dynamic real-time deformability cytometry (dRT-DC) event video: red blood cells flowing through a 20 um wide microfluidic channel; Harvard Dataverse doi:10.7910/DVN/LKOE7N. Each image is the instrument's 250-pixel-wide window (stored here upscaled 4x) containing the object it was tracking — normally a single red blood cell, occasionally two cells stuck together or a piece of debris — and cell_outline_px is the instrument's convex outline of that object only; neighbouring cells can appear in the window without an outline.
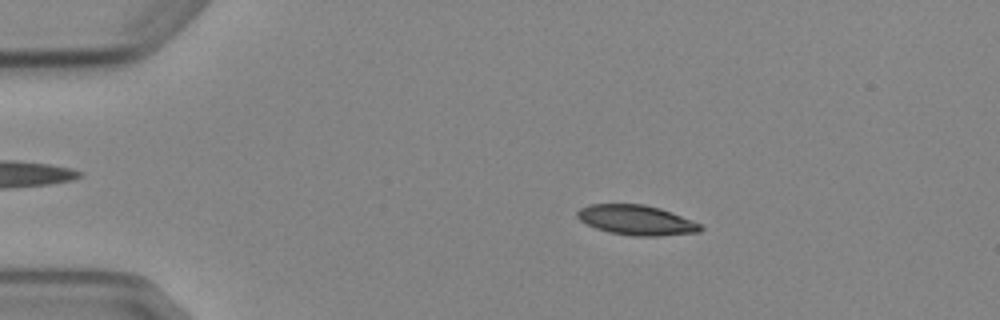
{"species": "Egyptian fruit bat (a non-hibernating species)", "species_latin": "Rousettus aegyptiacus", "temperature_condition": "cold", "stored_images_in_passage": 5, "camera_frame_rate_fps": 3000, "um_per_image_px": 0.085, "animal": {"sex": "female"}, "frame": {"image": 1, "passage_image": 4, "time_ms": 3.333, "image_size_px": [1000, 320], "cell_outline_px": [[704, 228], [700, 232], [660, 236], [632, 236], [608, 232], [596, 228], [580, 220], [576, 216], [576, 212], [580, 208], [588, 204], [644, 204], [660, 208], [672, 212], [700, 224]], "centroid_in_image_um": [54.09, 18.71], "position_along_channel_um": 30.9, "area_um2": 21.56}}